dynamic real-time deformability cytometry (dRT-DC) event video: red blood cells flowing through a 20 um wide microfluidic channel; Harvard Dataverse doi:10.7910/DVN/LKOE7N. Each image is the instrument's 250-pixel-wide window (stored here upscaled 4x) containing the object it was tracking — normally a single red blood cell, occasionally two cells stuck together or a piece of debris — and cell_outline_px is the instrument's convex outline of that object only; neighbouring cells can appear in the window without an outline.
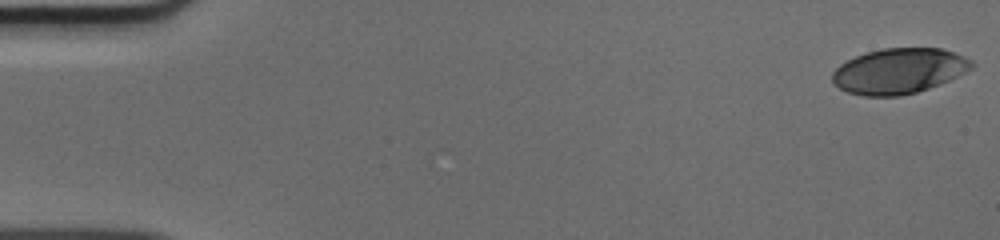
{"species": "human", "species_latin": "Homo sapiens", "temperature_condition": "cold", "stored_images_in_passage": 50, "camera_frame_rate_fps": 3000, "um_per_image_px": 0.085, "donor": {"sex": "male"}, "frame": {"image": 1, "passage_image": 1, "time_ms": 0.0, "image_size_px": [1000, 240], "cell_outline_px": [[976, 64], [972, 68], [940, 84], [916, 92], [900, 96], [864, 96], [848, 92], [832, 84], [832, 72], [840, 64], [856, 56], [868, 52], [884, 48], [940, 48], [964, 56], [972, 60]], "centroid_in_image_um": [76.4, 6.04], "position_along_channel_um": 8.6, "area_um2": 36.7}}
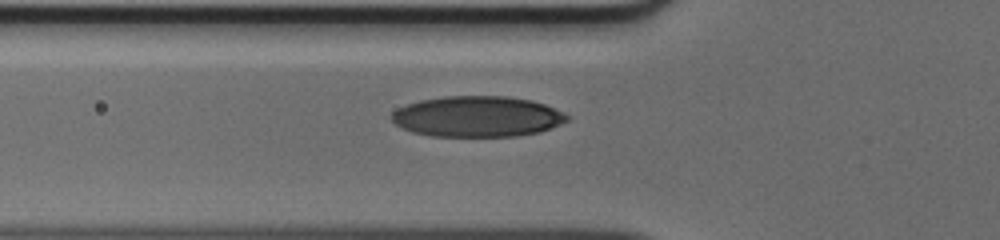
{"frame": {"image": 2, "passage_image": 18, "time_ms": 5.667, "image_size_px": [1000, 240], "cell_outline_px": [[568, 120], [560, 124], [540, 132], [516, 136], [432, 136], [412, 132], [396, 124], [388, 116], [396, 108], [420, 100], [444, 96], [508, 96], [532, 100], [544, 104], [564, 112], [568, 116]], "centroid_in_image_um": [40.55, 9.9], "position_along_channel_um": 85.2, "area_um2": 41.79}}
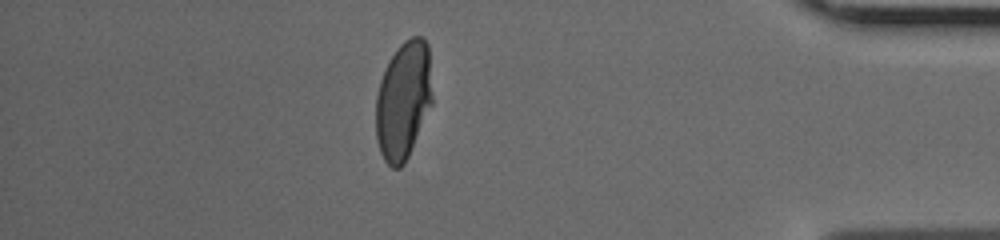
{"frame": {"image": 3, "passage_image": 44, "time_ms": 14.333, "image_size_px": [1000, 240], "cell_outline_px": [[432, 104], [408, 156], [404, 164], [400, 168], [392, 168], [384, 160], [380, 152], [376, 140], [376, 96], [380, 80], [384, 68], [388, 60], [396, 48], [404, 40], [412, 36], [424, 36], [428, 44], [432, 96]], "centroid_in_image_um": [34.27, 8.5], "position_along_channel_um": 400.9, "area_um2": 39.19}}